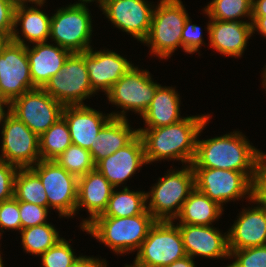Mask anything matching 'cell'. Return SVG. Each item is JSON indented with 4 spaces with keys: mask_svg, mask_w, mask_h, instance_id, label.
<instances>
[{
    "mask_svg": "<svg viewBox=\"0 0 266 267\" xmlns=\"http://www.w3.org/2000/svg\"><path fill=\"white\" fill-rule=\"evenodd\" d=\"M246 135L233 131L214 138L197 137L192 168H217L243 172L260 189L266 167V153L251 145Z\"/></svg>",
    "mask_w": 266,
    "mask_h": 267,
    "instance_id": "obj_1",
    "label": "cell"
},
{
    "mask_svg": "<svg viewBox=\"0 0 266 267\" xmlns=\"http://www.w3.org/2000/svg\"><path fill=\"white\" fill-rule=\"evenodd\" d=\"M210 117L208 113L197 114L163 127L138 128L146 163L169 159L181 161L182 165L191 164L196 153L197 137L205 130Z\"/></svg>",
    "mask_w": 266,
    "mask_h": 267,
    "instance_id": "obj_2",
    "label": "cell"
},
{
    "mask_svg": "<svg viewBox=\"0 0 266 267\" xmlns=\"http://www.w3.org/2000/svg\"><path fill=\"white\" fill-rule=\"evenodd\" d=\"M157 220L147 210L130 217H96L81 230L105 244L117 255L138 251Z\"/></svg>",
    "mask_w": 266,
    "mask_h": 267,
    "instance_id": "obj_3",
    "label": "cell"
},
{
    "mask_svg": "<svg viewBox=\"0 0 266 267\" xmlns=\"http://www.w3.org/2000/svg\"><path fill=\"white\" fill-rule=\"evenodd\" d=\"M171 168L146 192L147 210L157 221H174L183 203L195 189V177L191 164L182 169Z\"/></svg>",
    "mask_w": 266,
    "mask_h": 267,
    "instance_id": "obj_4",
    "label": "cell"
},
{
    "mask_svg": "<svg viewBox=\"0 0 266 267\" xmlns=\"http://www.w3.org/2000/svg\"><path fill=\"white\" fill-rule=\"evenodd\" d=\"M155 5L149 33L142 42L150 47L151 55L168 59L182 48V31L189 17L181 0H159Z\"/></svg>",
    "mask_w": 266,
    "mask_h": 267,
    "instance_id": "obj_5",
    "label": "cell"
},
{
    "mask_svg": "<svg viewBox=\"0 0 266 267\" xmlns=\"http://www.w3.org/2000/svg\"><path fill=\"white\" fill-rule=\"evenodd\" d=\"M92 25L88 4L76 1L52 14L49 39L71 53L85 52L92 47Z\"/></svg>",
    "mask_w": 266,
    "mask_h": 267,
    "instance_id": "obj_6",
    "label": "cell"
},
{
    "mask_svg": "<svg viewBox=\"0 0 266 267\" xmlns=\"http://www.w3.org/2000/svg\"><path fill=\"white\" fill-rule=\"evenodd\" d=\"M160 86L154 82L148 70L133 65L104 95L109 104L122 108L119 112H111L112 118L127 119V112L132 111L142 116Z\"/></svg>",
    "mask_w": 266,
    "mask_h": 267,
    "instance_id": "obj_7",
    "label": "cell"
},
{
    "mask_svg": "<svg viewBox=\"0 0 266 267\" xmlns=\"http://www.w3.org/2000/svg\"><path fill=\"white\" fill-rule=\"evenodd\" d=\"M195 188L220 206L229 201H250L261 190L246 174L217 168H193Z\"/></svg>",
    "mask_w": 266,
    "mask_h": 267,
    "instance_id": "obj_8",
    "label": "cell"
},
{
    "mask_svg": "<svg viewBox=\"0 0 266 267\" xmlns=\"http://www.w3.org/2000/svg\"><path fill=\"white\" fill-rule=\"evenodd\" d=\"M42 89L63 106L85 105L87 98L97 94L89 81L85 52L71 53L60 71Z\"/></svg>",
    "mask_w": 266,
    "mask_h": 267,
    "instance_id": "obj_9",
    "label": "cell"
},
{
    "mask_svg": "<svg viewBox=\"0 0 266 267\" xmlns=\"http://www.w3.org/2000/svg\"><path fill=\"white\" fill-rule=\"evenodd\" d=\"M40 178L47 194L48 209L58 212L59 218L76 215L78 178L55 160H40L30 167Z\"/></svg>",
    "mask_w": 266,
    "mask_h": 267,
    "instance_id": "obj_10",
    "label": "cell"
},
{
    "mask_svg": "<svg viewBox=\"0 0 266 267\" xmlns=\"http://www.w3.org/2000/svg\"><path fill=\"white\" fill-rule=\"evenodd\" d=\"M174 221H156L137 251L135 261L149 267H166L186 255Z\"/></svg>",
    "mask_w": 266,
    "mask_h": 267,
    "instance_id": "obj_11",
    "label": "cell"
},
{
    "mask_svg": "<svg viewBox=\"0 0 266 267\" xmlns=\"http://www.w3.org/2000/svg\"><path fill=\"white\" fill-rule=\"evenodd\" d=\"M63 107L42 88H35L13 99L10 113L40 137L62 117Z\"/></svg>",
    "mask_w": 266,
    "mask_h": 267,
    "instance_id": "obj_12",
    "label": "cell"
},
{
    "mask_svg": "<svg viewBox=\"0 0 266 267\" xmlns=\"http://www.w3.org/2000/svg\"><path fill=\"white\" fill-rule=\"evenodd\" d=\"M0 160L18 168L34 166L41 160L39 137L28 126L9 113L3 122Z\"/></svg>",
    "mask_w": 266,
    "mask_h": 267,
    "instance_id": "obj_13",
    "label": "cell"
},
{
    "mask_svg": "<svg viewBox=\"0 0 266 267\" xmlns=\"http://www.w3.org/2000/svg\"><path fill=\"white\" fill-rule=\"evenodd\" d=\"M154 5L147 0H104L102 14L112 25L142 43L150 29Z\"/></svg>",
    "mask_w": 266,
    "mask_h": 267,
    "instance_id": "obj_14",
    "label": "cell"
},
{
    "mask_svg": "<svg viewBox=\"0 0 266 267\" xmlns=\"http://www.w3.org/2000/svg\"><path fill=\"white\" fill-rule=\"evenodd\" d=\"M32 89L26 46L10 41L0 55V97L11 102Z\"/></svg>",
    "mask_w": 266,
    "mask_h": 267,
    "instance_id": "obj_15",
    "label": "cell"
},
{
    "mask_svg": "<svg viewBox=\"0 0 266 267\" xmlns=\"http://www.w3.org/2000/svg\"><path fill=\"white\" fill-rule=\"evenodd\" d=\"M249 202L258 205L243 208L227 231L229 250L266 245V195L260 190Z\"/></svg>",
    "mask_w": 266,
    "mask_h": 267,
    "instance_id": "obj_16",
    "label": "cell"
},
{
    "mask_svg": "<svg viewBox=\"0 0 266 267\" xmlns=\"http://www.w3.org/2000/svg\"><path fill=\"white\" fill-rule=\"evenodd\" d=\"M143 165L145 160L144 144L138 134L129 144L115 153L103 158L95 164V169L100 172L109 183L118 188L130 179ZM125 182V183H124Z\"/></svg>",
    "mask_w": 266,
    "mask_h": 267,
    "instance_id": "obj_17",
    "label": "cell"
},
{
    "mask_svg": "<svg viewBox=\"0 0 266 267\" xmlns=\"http://www.w3.org/2000/svg\"><path fill=\"white\" fill-rule=\"evenodd\" d=\"M93 49L85 51L89 81L96 93L102 91L106 94L134 64L115 51Z\"/></svg>",
    "mask_w": 266,
    "mask_h": 267,
    "instance_id": "obj_18",
    "label": "cell"
},
{
    "mask_svg": "<svg viewBox=\"0 0 266 267\" xmlns=\"http://www.w3.org/2000/svg\"><path fill=\"white\" fill-rule=\"evenodd\" d=\"M186 255L210 259H230L227 232L203 225L178 224Z\"/></svg>",
    "mask_w": 266,
    "mask_h": 267,
    "instance_id": "obj_19",
    "label": "cell"
},
{
    "mask_svg": "<svg viewBox=\"0 0 266 267\" xmlns=\"http://www.w3.org/2000/svg\"><path fill=\"white\" fill-rule=\"evenodd\" d=\"M203 13L208 16L207 33L209 37V47L223 56L234 58L242 57L246 50L248 40L253 35L252 22L246 21H219L211 20L210 16L203 9Z\"/></svg>",
    "mask_w": 266,
    "mask_h": 267,
    "instance_id": "obj_20",
    "label": "cell"
},
{
    "mask_svg": "<svg viewBox=\"0 0 266 267\" xmlns=\"http://www.w3.org/2000/svg\"><path fill=\"white\" fill-rule=\"evenodd\" d=\"M62 117L68 124L73 145L89 149L99 131L112 119L85 105H67L63 107Z\"/></svg>",
    "mask_w": 266,
    "mask_h": 267,
    "instance_id": "obj_21",
    "label": "cell"
},
{
    "mask_svg": "<svg viewBox=\"0 0 266 267\" xmlns=\"http://www.w3.org/2000/svg\"><path fill=\"white\" fill-rule=\"evenodd\" d=\"M114 188L96 169L78 178L76 214L83 207L90 215L81 221L80 228L104 213Z\"/></svg>",
    "mask_w": 266,
    "mask_h": 267,
    "instance_id": "obj_22",
    "label": "cell"
},
{
    "mask_svg": "<svg viewBox=\"0 0 266 267\" xmlns=\"http://www.w3.org/2000/svg\"><path fill=\"white\" fill-rule=\"evenodd\" d=\"M26 53L35 88H43L49 79L60 71L71 54L70 51L49 42L34 43L31 47L27 45Z\"/></svg>",
    "mask_w": 266,
    "mask_h": 267,
    "instance_id": "obj_23",
    "label": "cell"
},
{
    "mask_svg": "<svg viewBox=\"0 0 266 267\" xmlns=\"http://www.w3.org/2000/svg\"><path fill=\"white\" fill-rule=\"evenodd\" d=\"M42 7L40 5L15 7L11 41L25 46H27V41L28 44L48 42L51 16L41 11ZM18 25L21 27L20 31L17 28ZM19 34L23 36V39Z\"/></svg>",
    "mask_w": 266,
    "mask_h": 267,
    "instance_id": "obj_24",
    "label": "cell"
},
{
    "mask_svg": "<svg viewBox=\"0 0 266 267\" xmlns=\"http://www.w3.org/2000/svg\"><path fill=\"white\" fill-rule=\"evenodd\" d=\"M129 124L128 118H112L99 131L88 149L94 164L125 147L139 134Z\"/></svg>",
    "mask_w": 266,
    "mask_h": 267,
    "instance_id": "obj_25",
    "label": "cell"
},
{
    "mask_svg": "<svg viewBox=\"0 0 266 267\" xmlns=\"http://www.w3.org/2000/svg\"><path fill=\"white\" fill-rule=\"evenodd\" d=\"M181 98L175 87L160 85L154 94L151 104L142 114L144 128H158L182 120Z\"/></svg>",
    "mask_w": 266,
    "mask_h": 267,
    "instance_id": "obj_26",
    "label": "cell"
},
{
    "mask_svg": "<svg viewBox=\"0 0 266 267\" xmlns=\"http://www.w3.org/2000/svg\"><path fill=\"white\" fill-rule=\"evenodd\" d=\"M224 209L195 188L175 220H179V224L210 226L222 216Z\"/></svg>",
    "mask_w": 266,
    "mask_h": 267,
    "instance_id": "obj_27",
    "label": "cell"
},
{
    "mask_svg": "<svg viewBox=\"0 0 266 267\" xmlns=\"http://www.w3.org/2000/svg\"><path fill=\"white\" fill-rule=\"evenodd\" d=\"M114 188L104 213L98 217H130L147 211L145 191H133L122 187Z\"/></svg>",
    "mask_w": 266,
    "mask_h": 267,
    "instance_id": "obj_28",
    "label": "cell"
},
{
    "mask_svg": "<svg viewBox=\"0 0 266 267\" xmlns=\"http://www.w3.org/2000/svg\"><path fill=\"white\" fill-rule=\"evenodd\" d=\"M14 197L18 201L48 208L47 194L39 176L30 168H18L14 178Z\"/></svg>",
    "mask_w": 266,
    "mask_h": 267,
    "instance_id": "obj_29",
    "label": "cell"
},
{
    "mask_svg": "<svg viewBox=\"0 0 266 267\" xmlns=\"http://www.w3.org/2000/svg\"><path fill=\"white\" fill-rule=\"evenodd\" d=\"M72 144L67 122L60 117L39 137L41 160H55Z\"/></svg>",
    "mask_w": 266,
    "mask_h": 267,
    "instance_id": "obj_30",
    "label": "cell"
},
{
    "mask_svg": "<svg viewBox=\"0 0 266 267\" xmlns=\"http://www.w3.org/2000/svg\"><path fill=\"white\" fill-rule=\"evenodd\" d=\"M52 223L40 224L20 230L23 251L30 255L41 256L53 247L60 238L59 231Z\"/></svg>",
    "mask_w": 266,
    "mask_h": 267,
    "instance_id": "obj_31",
    "label": "cell"
},
{
    "mask_svg": "<svg viewBox=\"0 0 266 267\" xmlns=\"http://www.w3.org/2000/svg\"><path fill=\"white\" fill-rule=\"evenodd\" d=\"M252 6L253 0H212L203 9L211 20L242 21L247 17L251 22Z\"/></svg>",
    "mask_w": 266,
    "mask_h": 267,
    "instance_id": "obj_32",
    "label": "cell"
},
{
    "mask_svg": "<svg viewBox=\"0 0 266 267\" xmlns=\"http://www.w3.org/2000/svg\"><path fill=\"white\" fill-rule=\"evenodd\" d=\"M55 161L77 178L95 169L90 151L71 144Z\"/></svg>",
    "mask_w": 266,
    "mask_h": 267,
    "instance_id": "obj_33",
    "label": "cell"
},
{
    "mask_svg": "<svg viewBox=\"0 0 266 267\" xmlns=\"http://www.w3.org/2000/svg\"><path fill=\"white\" fill-rule=\"evenodd\" d=\"M40 257L42 267H69L79 256L75 255L70 242L62 237Z\"/></svg>",
    "mask_w": 266,
    "mask_h": 267,
    "instance_id": "obj_34",
    "label": "cell"
},
{
    "mask_svg": "<svg viewBox=\"0 0 266 267\" xmlns=\"http://www.w3.org/2000/svg\"><path fill=\"white\" fill-rule=\"evenodd\" d=\"M229 258L236 267H266V245L229 250Z\"/></svg>",
    "mask_w": 266,
    "mask_h": 267,
    "instance_id": "obj_35",
    "label": "cell"
},
{
    "mask_svg": "<svg viewBox=\"0 0 266 267\" xmlns=\"http://www.w3.org/2000/svg\"><path fill=\"white\" fill-rule=\"evenodd\" d=\"M10 229L19 232L21 230L19 201L15 197L0 203V237L4 230Z\"/></svg>",
    "mask_w": 266,
    "mask_h": 267,
    "instance_id": "obj_36",
    "label": "cell"
},
{
    "mask_svg": "<svg viewBox=\"0 0 266 267\" xmlns=\"http://www.w3.org/2000/svg\"><path fill=\"white\" fill-rule=\"evenodd\" d=\"M21 229L48 223L49 209L33 203L19 201Z\"/></svg>",
    "mask_w": 266,
    "mask_h": 267,
    "instance_id": "obj_37",
    "label": "cell"
},
{
    "mask_svg": "<svg viewBox=\"0 0 266 267\" xmlns=\"http://www.w3.org/2000/svg\"><path fill=\"white\" fill-rule=\"evenodd\" d=\"M192 21L188 17L185 21L182 31L181 41L183 51L187 54L197 53L204 43L201 27L196 24H191Z\"/></svg>",
    "mask_w": 266,
    "mask_h": 267,
    "instance_id": "obj_38",
    "label": "cell"
},
{
    "mask_svg": "<svg viewBox=\"0 0 266 267\" xmlns=\"http://www.w3.org/2000/svg\"><path fill=\"white\" fill-rule=\"evenodd\" d=\"M18 167L0 160V203L14 197V178Z\"/></svg>",
    "mask_w": 266,
    "mask_h": 267,
    "instance_id": "obj_39",
    "label": "cell"
},
{
    "mask_svg": "<svg viewBox=\"0 0 266 267\" xmlns=\"http://www.w3.org/2000/svg\"><path fill=\"white\" fill-rule=\"evenodd\" d=\"M14 11L13 0H0V33L10 37L14 29Z\"/></svg>",
    "mask_w": 266,
    "mask_h": 267,
    "instance_id": "obj_40",
    "label": "cell"
},
{
    "mask_svg": "<svg viewBox=\"0 0 266 267\" xmlns=\"http://www.w3.org/2000/svg\"><path fill=\"white\" fill-rule=\"evenodd\" d=\"M107 261L105 259H99V257H90L79 255L69 267H107Z\"/></svg>",
    "mask_w": 266,
    "mask_h": 267,
    "instance_id": "obj_41",
    "label": "cell"
},
{
    "mask_svg": "<svg viewBox=\"0 0 266 267\" xmlns=\"http://www.w3.org/2000/svg\"><path fill=\"white\" fill-rule=\"evenodd\" d=\"M251 22L253 33L256 31L266 38V17H252Z\"/></svg>",
    "mask_w": 266,
    "mask_h": 267,
    "instance_id": "obj_42",
    "label": "cell"
},
{
    "mask_svg": "<svg viewBox=\"0 0 266 267\" xmlns=\"http://www.w3.org/2000/svg\"><path fill=\"white\" fill-rule=\"evenodd\" d=\"M252 17H266V0H253Z\"/></svg>",
    "mask_w": 266,
    "mask_h": 267,
    "instance_id": "obj_43",
    "label": "cell"
},
{
    "mask_svg": "<svg viewBox=\"0 0 266 267\" xmlns=\"http://www.w3.org/2000/svg\"><path fill=\"white\" fill-rule=\"evenodd\" d=\"M166 267H196V265L194 259L187 255Z\"/></svg>",
    "mask_w": 266,
    "mask_h": 267,
    "instance_id": "obj_44",
    "label": "cell"
},
{
    "mask_svg": "<svg viewBox=\"0 0 266 267\" xmlns=\"http://www.w3.org/2000/svg\"><path fill=\"white\" fill-rule=\"evenodd\" d=\"M9 113H10V102L0 97V125H1L0 127H2L4 119Z\"/></svg>",
    "mask_w": 266,
    "mask_h": 267,
    "instance_id": "obj_45",
    "label": "cell"
},
{
    "mask_svg": "<svg viewBox=\"0 0 266 267\" xmlns=\"http://www.w3.org/2000/svg\"><path fill=\"white\" fill-rule=\"evenodd\" d=\"M15 7L28 6V3L43 6L46 0H13Z\"/></svg>",
    "mask_w": 266,
    "mask_h": 267,
    "instance_id": "obj_46",
    "label": "cell"
},
{
    "mask_svg": "<svg viewBox=\"0 0 266 267\" xmlns=\"http://www.w3.org/2000/svg\"><path fill=\"white\" fill-rule=\"evenodd\" d=\"M10 41L11 37L9 35L0 33V55Z\"/></svg>",
    "mask_w": 266,
    "mask_h": 267,
    "instance_id": "obj_47",
    "label": "cell"
},
{
    "mask_svg": "<svg viewBox=\"0 0 266 267\" xmlns=\"http://www.w3.org/2000/svg\"><path fill=\"white\" fill-rule=\"evenodd\" d=\"M96 2V3H98L99 5V7L101 6V4L104 2V0H78V2H79V4H88V3H91V2Z\"/></svg>",
    "mask_w": 266,
    "mask_h": 267,
    "instance_id": "obj_48",
    "label": "cell"
},
{
    "mask_svg": "<svg viewBox=\"0 0 266 267\" xmlns=\"http://www.w3.org/2000/svg\"><path fill=\"white\" fill-rule=\"evenodd\" d=\"M262 70H263V72H261L262 73V86L266 91V65Z\"/></svg>",
    "mask_w": 266,
    "mask_h": 267,
    "instance_id": "obj_49",
    "label": "cell"
},
{
    "mask_svg": "<svg viewBox=\"0 0 266 267\" xmlns=\"http://www.w3.org/2000/svg\"><path fill=\"white\" fill-rule=\"evenodd\" d=\"M261 190L266 195V167L264 170L263 185H262Z\"/></svg>",
    "mask_w": 266,
    "mask_h": 267,
    "instance_id": "obj_50",
    "label": "cell"
},
{
    "mask_svg": "<svg viewBox=\"0 0 266 267\" xmlns=\"http://www.w3.org/2000/svg\"><path fill=\"white\" fill-rule=\"evenodd\" d=\"M125 267H149V266L142 265L134 260L131 265L126 264Z\"/></svg>",
    "mask_w": 266,
    "mask_h": 267,
    "instance_id": "obj_51",
    "label": "cell"
},
{
    "mask_svg": "<svg viewBox=\"0 0 266 267\" xmlns=\"http://www.w3.org/2000/svg\"><path fill=\"white\" fill-rule=\"evenodd\" d=\"M1 251H0V267H4V264H3V259H2V256H1Z\"/></svg>",
    "mask_w": 266,
    "mask_h": 267,
    "instance_id": "obj_52",
    "label": "cell"
},
{
    "mask_svg": "<svg viewBox=\"0 0 266 267\" xmlns=\"http://www.w3.org/2000/svg\"><path fill=\"white\" fill-rule=\"evenodd\" d=\"M225 267H236V266L231 262V264H229V265L227 264Z\"/></svg>",
    "mask_w": 266,
    "mask_h": 267,
    "instance_id": "obj_53",
    "label": "cell"
}]
</instances>
